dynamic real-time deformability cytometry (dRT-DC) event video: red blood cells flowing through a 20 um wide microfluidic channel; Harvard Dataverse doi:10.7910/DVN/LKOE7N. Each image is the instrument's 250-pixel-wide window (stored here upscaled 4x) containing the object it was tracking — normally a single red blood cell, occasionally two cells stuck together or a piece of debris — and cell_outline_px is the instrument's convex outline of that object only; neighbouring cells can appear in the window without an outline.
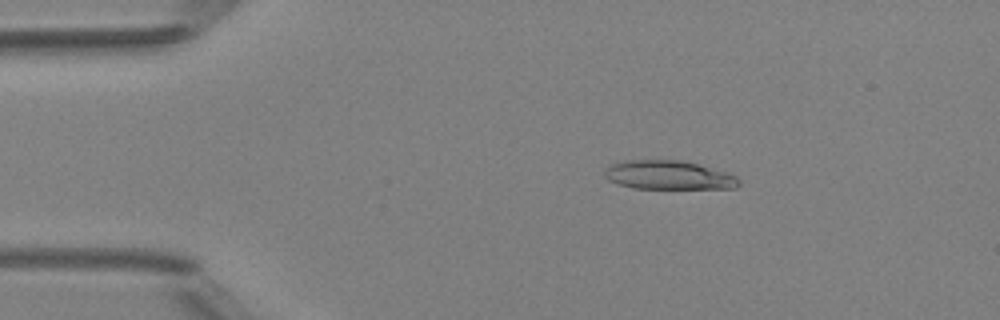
{"species": "Egyptian fruit bat (a non-hibernating species)", "species_latin": "Rousettus aegyptiacus", "temperature_condition": "room temperature", "stored_images_in_passage": 7, "camera_frame_rate_fps": 3000, "um_per_image_px": 0.085, "animal": {"sex": "female"}, "frame": {"image": 1, "passage_image": 3, "time_ms": 2.333, "image_size_px": [1000, 320], "cell_outline_px": [[740, 184], [736, 188], [632, 188], [608, 180], [604, 176], [604, 172], [612, 164], [624, 160], [680, 160], [728, 172], [736, 176], [740, 180]], "centroid_in_image_um": [56.84, 14.88], "position_along_channel_um": 28.2, "area_um2": 22.43}}
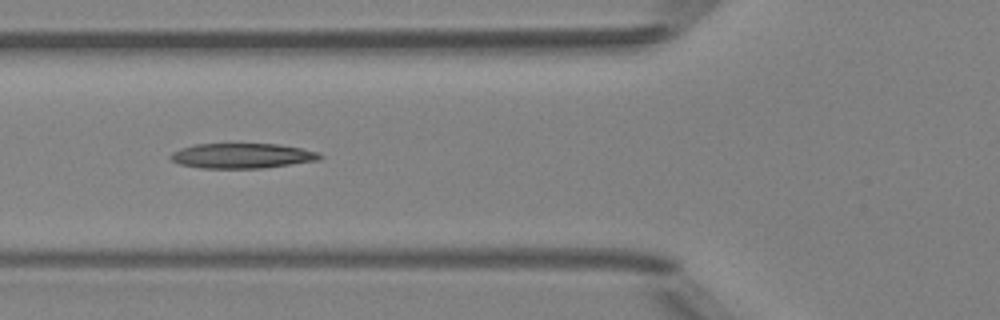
{"frame": {"image": 2, "passage_image": 6, "time_ms": 5.667, "image_size_px": [1000, 320], "cell_outline_px": [[324, 156], [320, 160], [264, 168], [200, 168], [180, 164], [172, 160], [168, 156], [172, 152], [180, 148], [196, 144], [276, 144], [300, 148], [320, 152]], "centroid_in_image_um": [20.59, 13.24], "position_along_channel_um": 105.2, "area_um2": 21.85}}
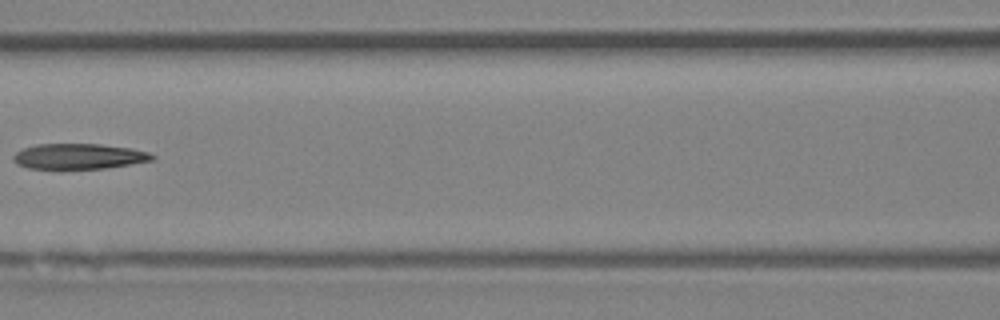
{"frame": {"image": 3, "passage_image": 7, "time_ms": 7.0, "image_size_px": [1000, 320], "cell_outline_px": [[156, 156], [152, 160], [108, 168], [28, 168], [16, 164], [12, 160], [12, 156], [16, 152], [24, 148], [36, 144], [100, 144], [128, 148], [148, 152]], "centroid_in_image_um": [6.67, 13.28], "position_along_channel_um": 159.9, "area_um2": 20.4}}